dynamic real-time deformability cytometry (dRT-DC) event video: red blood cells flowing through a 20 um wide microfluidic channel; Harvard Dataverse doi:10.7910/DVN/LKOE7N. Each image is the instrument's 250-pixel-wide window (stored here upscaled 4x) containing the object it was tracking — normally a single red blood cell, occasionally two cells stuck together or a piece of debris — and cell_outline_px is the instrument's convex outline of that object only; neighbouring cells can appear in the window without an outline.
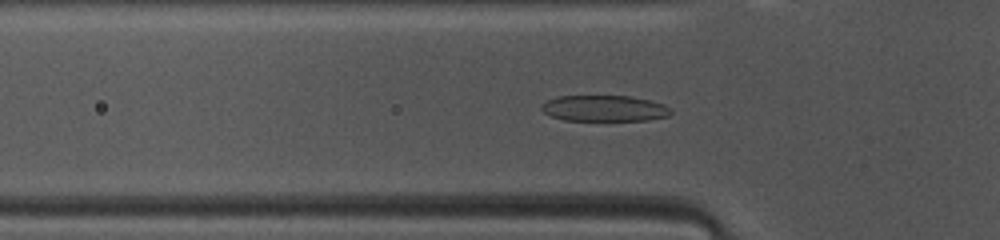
{"species": "common noctule bat (a hibernating species)", "species_latin": "Nyctalus noctula", "temperature_condition": "warm", "stored_images_in_passage": 43, "camera_frame_rate_fps": 3000, "um_per_image_px": 0.085, "animal": {"sex": "female", "body_mass_g": 10.0, "forearm_length_mm": 53.1}, "frame": {"image": 1, "passage_image": 10, "time_ms": 3.0, "image_size_px": [1000, 240], "cell_outline_px": [[672, 112], [668, 116], [648, 120], [564, 120], [552, 116], [544, 112], [540, 108], [540, 104], [556, 96], [628, 96], [648, 100], [664, 104]], "centroid_in_image_um": [51.33, 9.21], "position_along_channel_um": 74.5, "area_um2": 19.48}}
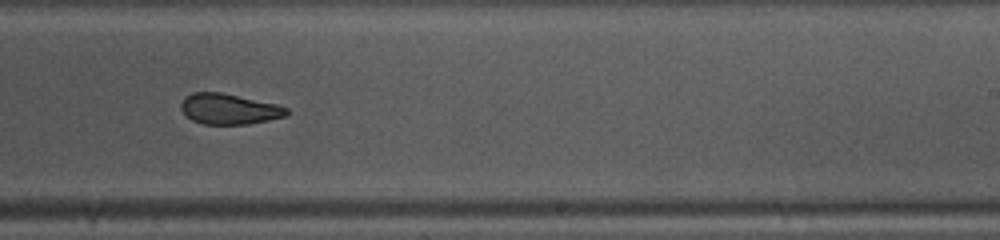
{"frame": {"image": 2, "passage_image": 24, "time_ms": 7.667, "image_size_px": [1000, 240], "cell_outline_px": [[288, 112], [284, 116], [268, 120], [248, 124], [204, 124], [192, 120], [184, 116], [180, 108], [180, 104], [184, 96], [192, 92], [220, 92], [276, 104], [288, 108]], "centroid_in_image_um": [19.4, 9.26], "position_along_channel_um": 269.6, "area_um2": 18.84}}
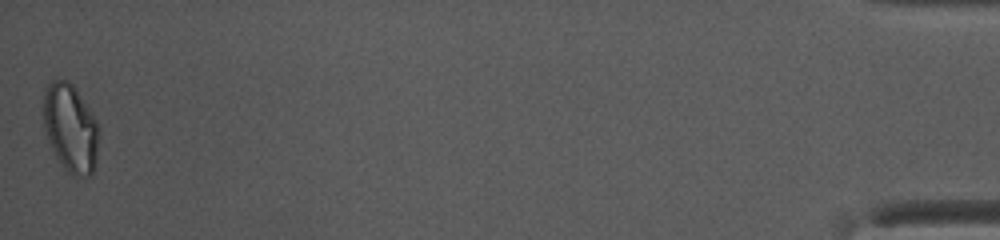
{"frame": {"image": 3, "passage_image": 43, "time_ms": 14.0, "image_size_px": [1000, 240], "cell_outline_px": [[100, 136], [96, 160], [92, 176], [84, 180], [72, 176], [64, 168], [56, 156], [48, 140], [44, 124], [44, 92], [48, 84], [52, 80], [68, 80], [76, 88], [96, 120], [100, 128]], "centroid_in_image_um": [6.04, 10.94], "position_along_channel_um": 429.2, "area_um2": 28.9}, "authors_computed_cell_mechanics": {"area_um2": 20.4034, "velocity_mm_per_s": 4.149, "shape_relaxation_time_tau1_ms": 3.5885, "shape_relaxation_time_tau2_ms": 2.0039, "deformation_change_tau1": 0.1523, "deformation_change_tau2": 0.0834}}